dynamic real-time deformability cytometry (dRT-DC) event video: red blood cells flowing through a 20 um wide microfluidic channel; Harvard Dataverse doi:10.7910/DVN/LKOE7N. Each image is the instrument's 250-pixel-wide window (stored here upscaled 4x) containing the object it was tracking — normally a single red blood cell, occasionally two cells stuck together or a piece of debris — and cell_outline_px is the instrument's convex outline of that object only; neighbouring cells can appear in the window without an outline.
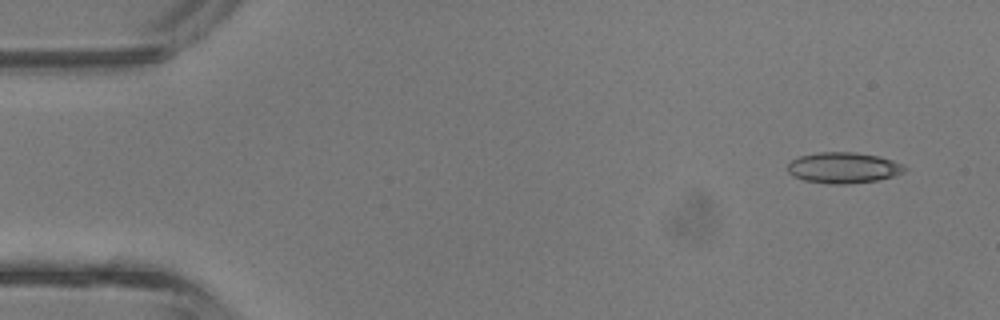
{"species": "common noctule bat (a hibernating species)", "species_latin": "Nyctalus noctula", "temperature_condition": "room temperature", "stored_images_in_passage": 6, "camera_frame_rate_fps": 3000, "um_per_image_px": 0.085, "animal": {"sex": "male", "body_mass_g": 13.3}, "frame": {"image": 1, "passage_image": 1, "time_ms": 0.0, "image_size_px": [1000, 320], "cell_outline_px": [[908, 168], [904, 172], [892, 176], [876, 180], [848, 184], [828, 184], [804, 180], [792, 176], [788, 172], [788, 164], [792, 160], [800, 156], [820, 152], [852, 152], [876, 156], [892, 160], [904, 164]], "centroid_in_image_um": [71.69, 14.26], "position_along_channel_um": 13.3, "area_um2": 20.98}}